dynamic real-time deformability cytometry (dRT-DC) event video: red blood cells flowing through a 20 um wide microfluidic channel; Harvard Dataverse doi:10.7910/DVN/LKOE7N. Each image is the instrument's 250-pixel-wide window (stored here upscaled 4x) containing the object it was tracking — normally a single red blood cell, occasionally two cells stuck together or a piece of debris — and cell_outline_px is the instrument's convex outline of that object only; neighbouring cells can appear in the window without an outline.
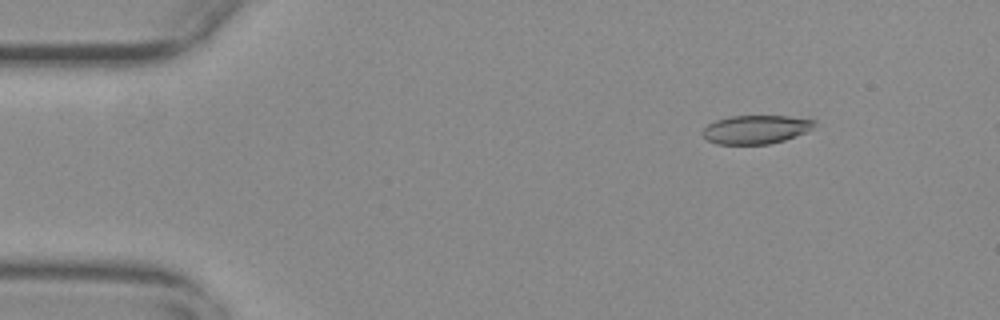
{"species": "common noctule bat (a hibernating species)", "species_latin": "Nyctalus noctula", "temperature_condition": "warm", "stored_images_in_passage": 10, "camera_frame_rate_fps": 3000, "um_per_image_px": 0.085, "animal": {"sex": "female", "body_mass_g": 29.2, "forearm_length_mm": 56.3}, "frame": {"image": 1, "passage_image": 7, "time_ms": 2.0, "image_size_px": [1000, 320], "cell_outline_px": [[816, 124], [812, 128], [796, 136], [784, 140], [768, 144], [716, 144], [708, 140], [700, 132], [708, 124], [716, 120], [728, 116], [788, 116], [816, 120]], "centroid_in_image_um": [64.23, 11.0], "position_along_channel_um": 20.8, "area_um2": 18.61}}